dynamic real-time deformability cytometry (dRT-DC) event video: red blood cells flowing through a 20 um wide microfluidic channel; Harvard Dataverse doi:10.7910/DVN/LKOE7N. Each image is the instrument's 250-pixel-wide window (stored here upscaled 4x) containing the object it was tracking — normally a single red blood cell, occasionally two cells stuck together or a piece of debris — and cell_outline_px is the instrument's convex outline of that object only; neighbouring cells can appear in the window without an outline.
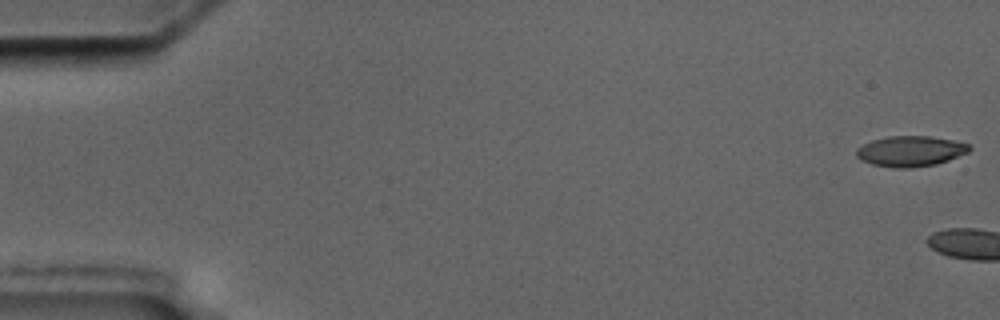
{"species": "common noctule bat (a hibernating species)", "species_latin": "Nyctalus noctula", "temperature_condition": "cold", "stored_images_in_passage": 12, "camera_frame_rate_fps": 3000, "um_per_image_px": 0.085, "animal": {"sex": "male", "body_mass_g": 17.5, "forearm_length_mm": 52.3}, "frame": {"image": 1, "passage_image": 1, "time_ms": 0.0, "image_size_px": [1000, 320], "cell_outline_px": [[972, 148], [968, 152], [948, 160], [936, 164], [912, 168], [892, 168], [872, 164], [860, 160], [856, 156], [856, 148], [872, 140], [888, 136], [928, 136], [956, 140], [968, 144]], "centroid_in_image_um": [77.38, 12.85], "position_along_channel_um": 7.6, "area_um2": 20.23}}
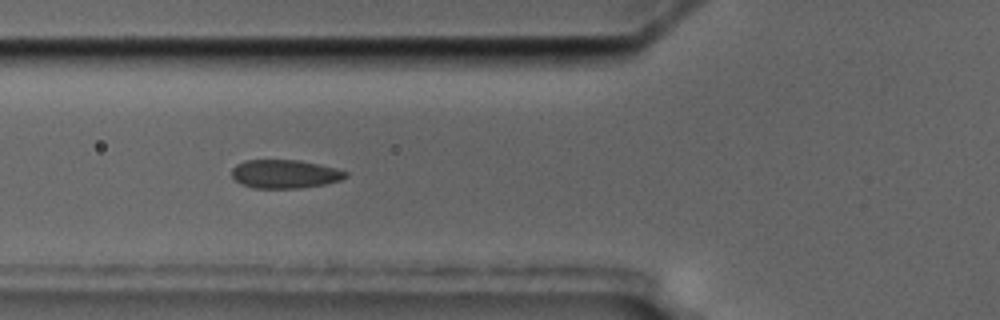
{"frame": {"image": 2, "passage_image": 7, "time_ms": 8.0, "image_size_px": [1000, 320], "cell_outline_px": [[348, 176], [340, 180], [324, 184], [300, 188], [252, 188], [240, 184], [232, 176], [232, 168], [236, 164], [244, 160], [300, 160], [320, 164], [336, 168], [348, 172]], "centroid_in_image_um": [24.2, 14.78], "position_along_channel_um": 101.6, "area_um2": 19.07}}
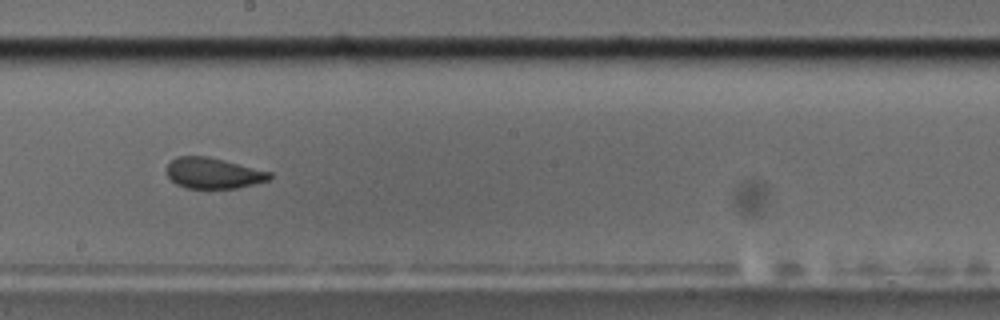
{"frame": {"image": 3, "passage_image": 10, "time_ms": 11.667, "image_size_px": [1000, 320], "cell_outline_px": [[272, 176], [268, 180], [236, 188], [188, 188], [176, 184], [168, 176], [168, 164], [176, 156], [208, 156], [272, 172]], "centroid_in_image_um": [18.13, 14.71], "position_along_channel_um": 230.1, "area_um2": 18.26}}